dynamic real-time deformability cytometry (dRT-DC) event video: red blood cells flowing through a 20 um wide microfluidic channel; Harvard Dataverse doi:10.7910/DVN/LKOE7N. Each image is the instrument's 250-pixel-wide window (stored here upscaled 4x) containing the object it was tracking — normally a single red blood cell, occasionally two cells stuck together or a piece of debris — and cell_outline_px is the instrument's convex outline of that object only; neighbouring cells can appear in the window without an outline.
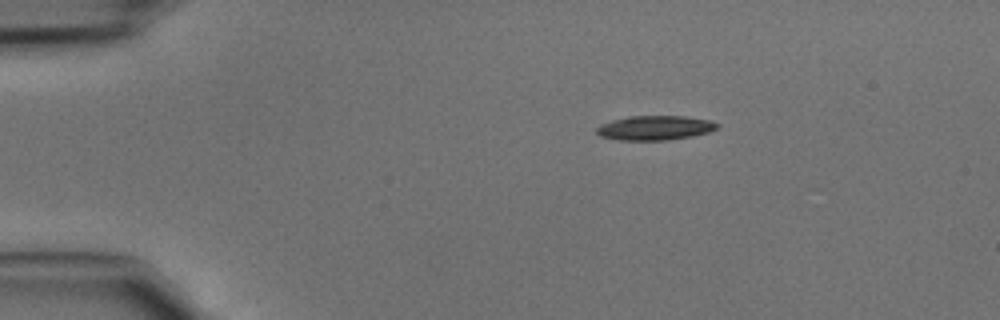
{"species": "common noctule bat (a hibernating species)", "species_latin": "Nyctalus noctula", "temperature_condition": "cold", "stored_images_in_passage": 39, "camera_frame_rate_fps": 3000, "um_per_image_px": 0.085, "animal": {"sex": "male", "body_mass_g": 15.6}, "frame": {"image": 1, "passage_image": 1, "time_ms": 0.0, "image_size_px": [1000, 320], "cell_outline_px": [[720, 124], [716, 128], [708, 132], [692, 136], [664, 140], [620, 140], [600, 136], [596, 132], [596, 128], [600, 124], [612, 120], [628, 116], [684, 116], [712, 120]], "centroid_in_image_um": [55.66, 10.86], "position_along_channel_um": 29.3, "area_um2": 17.17}}
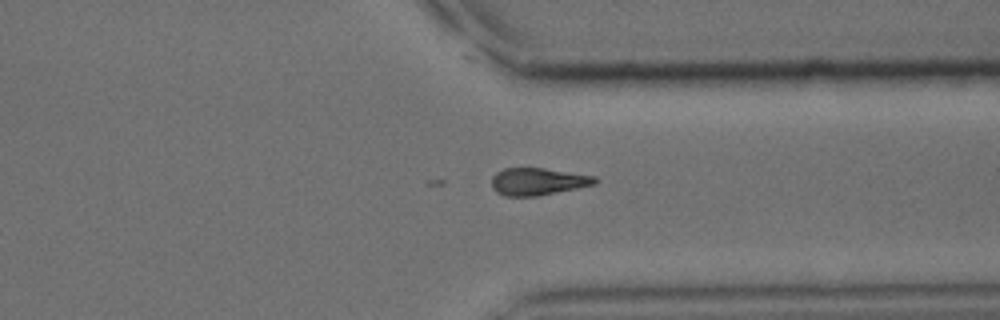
{"frame": {"image": 2, "passage_image": 28, "time_ms": 9.0, "image_size_px": [1000, 320], "cell_outline_px": [[600, 180], [596, 184], [536, 196], [504, 196], [496, 192], [492, 188], [492, 176], [496, 172], [504, 168], [544, 168], [596, 176]], "centroid_in_image_um": [45.72, 15.42], "position_along_channel_um": 365.7, "area_um2": 16.47}}
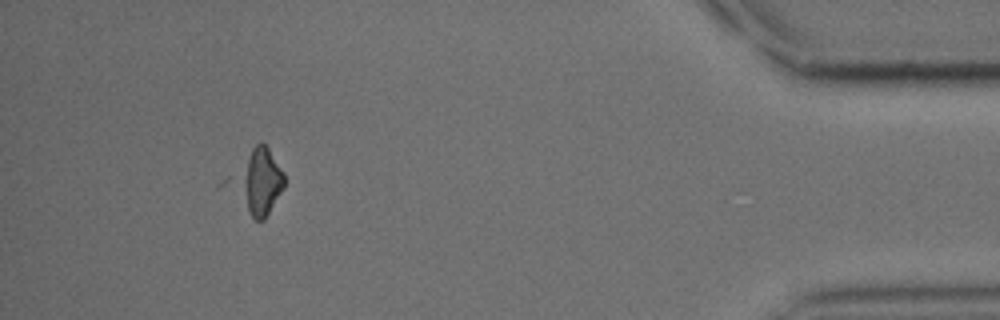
{"frame": {"image": 3, "passage_image": 35, "time_ms": 11.333, "image_size_px": [1000, 320], "cell_outline_px": [[284, 188], [264, 220], [256, 220], [216, 188], [216, 184], [260, 140], [268, 148], [284, 172]], "centroid_in_image_um": [21.62, 15.48], "position_along_channel_um": 413.6, "area_um2": 22.83}}